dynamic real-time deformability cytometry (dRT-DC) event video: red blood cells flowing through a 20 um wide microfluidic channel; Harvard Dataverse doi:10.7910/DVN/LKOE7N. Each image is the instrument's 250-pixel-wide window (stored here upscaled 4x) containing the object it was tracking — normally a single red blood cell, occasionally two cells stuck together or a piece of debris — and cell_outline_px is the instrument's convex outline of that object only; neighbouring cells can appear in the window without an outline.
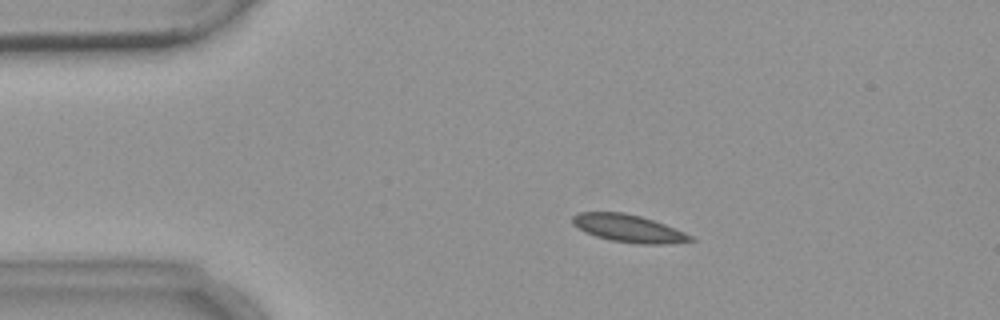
{"species": "common noctule bat (a hibernating species)", "species_latin": "Nyctalus noctula", "temperature_condition": "warm", "stored_images_in_passage": 7, "camera_frame_rate_fps": 3000, "um_per_image_px": 0.085, "animal": {"sex": "female", "body_mass_g": 18.4}, "frame": {"image": 1, "passage_image": 3, "time_ms": 3.0, "image_size_px": [1000, 320], "cell_outline_px": [[696, 240], [664, 244], [640, 244], [612, 240], [596, 236], [584, 232], [572, 224], [572, 216], [580, 212], [624, 212], [640, 216], [664, 224], [684, 232], [692, 236]], "centroid_in_image_um": [53.39, 19.41], "position_along_channel_um": 31.6, "area_um2": 18.79}}
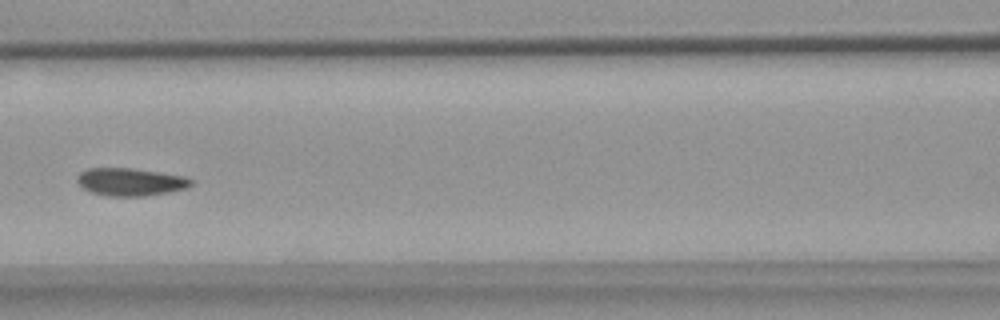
{"frame": {"image": 2, "passage_image": 7, "time_ms": 7.667, "image_size_px": [1000, 320], "cell_outline_px": [[192, 184], [188, 188], [168, 192], [144, 196], [108, 196], [92, 192], [84, 188], [76, 180], [76, 176], [80, 172], [88, 168], [132, 168], [160, 172], [184, 176], [192, 180]], "centroid_in_image_um": [11.09, 15.45], "position_along_channel_um": 155.5, "area_um2": 18.38}}